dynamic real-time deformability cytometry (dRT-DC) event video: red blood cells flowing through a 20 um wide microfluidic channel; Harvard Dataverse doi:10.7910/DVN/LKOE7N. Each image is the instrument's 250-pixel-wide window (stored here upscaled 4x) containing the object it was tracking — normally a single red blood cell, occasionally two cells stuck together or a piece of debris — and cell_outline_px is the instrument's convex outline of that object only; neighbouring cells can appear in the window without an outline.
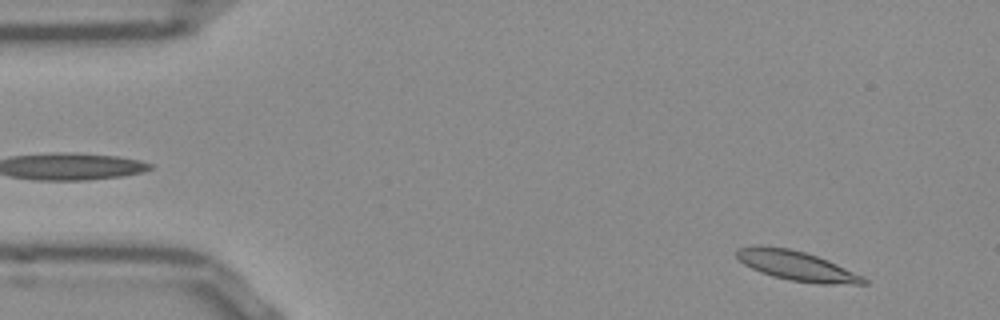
{"species": "Egyptian fruit bat (a non-hibernating species)", "species_latin": "Rousettus aegyptiacus", "temperature_condition": "room temperature", "stored_images_in_passage": 51, "camera_frame_rate_fps": 3000, "um_per_image_px": 0.085, "frame": {"image": 1, "passage_image": 3, "time_ms": 0.667, "image_size_px": [1000, 320], "cell_outline_px": [[868, 284], [820, 284], [788, 280], [772, 276], [760, 272], [744, 264], [736, 256], [736, 248], [788, 248], [804, 252], [828, 260], [864, 276], [868, 280]], "centroid_in_image_um": [67.81, 22.64], "position_along_channel_um": 17.2, "area_um2": 21.39}}
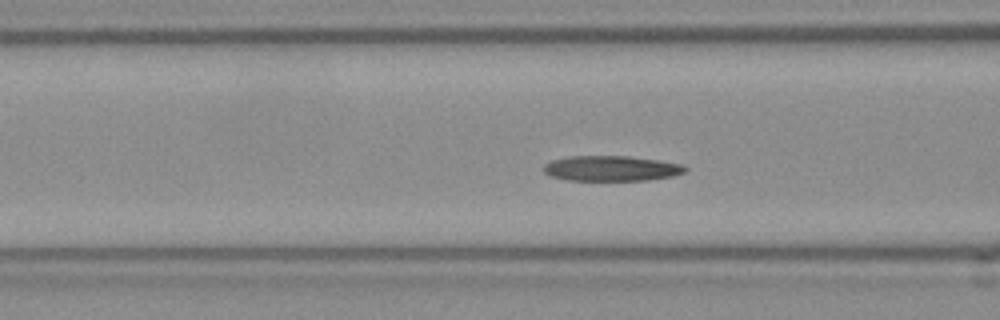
{"frame": {"image": 2, "passage_image": 18, "time_ms": 5.667, "image_size_px": [1000, 320], "cell_outline_px": [[688, 168], [684, 172], [672, 176], [648, 180], [568, 180], [552, 176], [544, 172], [544, 164], [552, 160], [572, 156], [628, 156], [684, 164]], "centroid_in_image_um": [51.98, 14.31], "position_along_channel_um": 114.6, "area_um2": 20.69}}
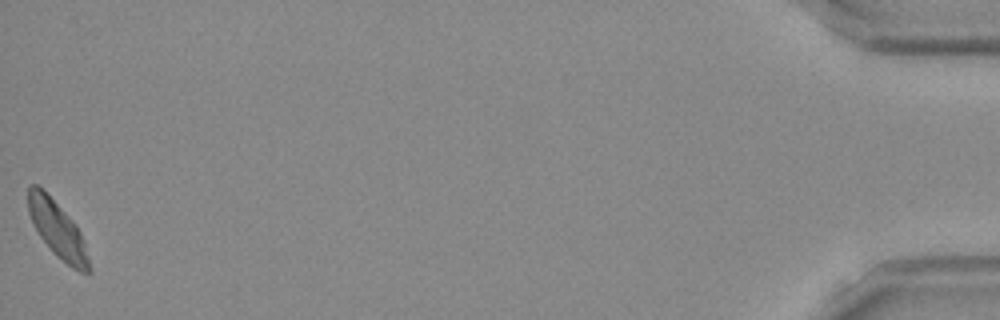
{"frame": {"image": 3, "passage_image": 51, "time_ms": 16.667, "image_size_px": [1000, 320], "cell_outline_px": [[92, 272], [80, 272], [72, 268], [56, 256], [52, 252], [40, 236], [32, 224], [28, 212], [28, 184], [36, 184], [76, 224], [84, 240], [92, 268]], "centroid_in_image_um": [4.9, 19.57], "position_along_channel_um": 430.3, "area_um2": 19.88}, "authors_computed_cell_mechanics": {"area_um2": 20.9236, "velocity_mm_per_s": 3.7996, "shape_relaxation_time_tau1_ms": 9.4638, "shape_relaxation_time_tau2_ms": 6.1047, "deformation_change_tau1": 0.196, "deformation_change_tau2": 0.13}}